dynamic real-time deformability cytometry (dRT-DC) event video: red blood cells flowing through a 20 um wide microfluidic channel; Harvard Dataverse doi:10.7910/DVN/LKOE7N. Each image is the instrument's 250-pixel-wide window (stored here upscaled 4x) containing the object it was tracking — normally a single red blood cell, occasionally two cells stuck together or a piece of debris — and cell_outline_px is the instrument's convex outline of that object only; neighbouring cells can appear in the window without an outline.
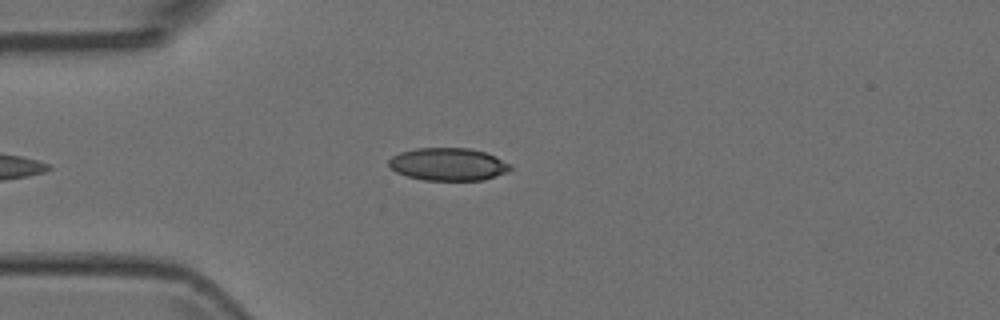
{"species": "Egyptian fruit bat (a non-hibernating species)", "species_latin": "Rousettus aegyptiacus", "temperature_condition": "room temperature", "stored_images_in_passage": 31, "camera_frame_rate_fps": 3000, "um_per_image_px": 0.085, "animal": {"sex": "female"}, "frame": {"image": 1, "passage_image": 4, "time_ms": 1.0, "image_size_px": [1000, 320], "cell_outline_px": [[512, 168], [508, 172], [484, 180], [424, 180], [408, 176], [396, 172], [388, 164], [388, 160], [392, 156], [400, 152], [416, 148], [468, 148], [484, 152], [496, 156], [512, 164]], "centroid_in_image_um": [38.12, 13.96], "position_along_channel_um": 46.9, "area_um2": 23.24}}
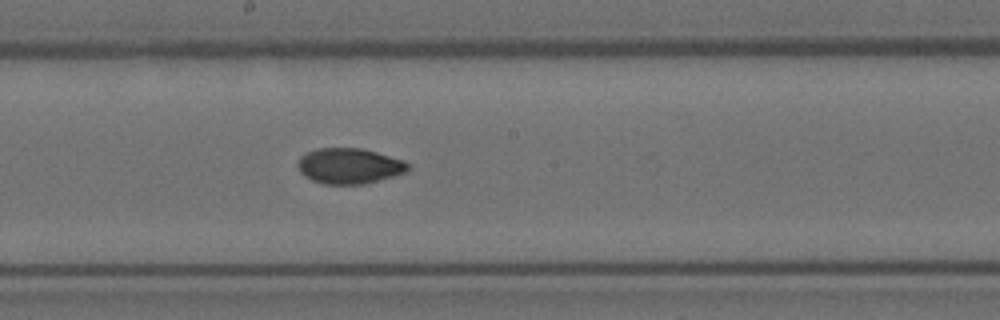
{"frame": {"image": 2, "passage_image": 18, "time_ms": 5.667, "image_size_px": [1000, 320], "cell_outline_px": [[408, 168], [404, 172], [392, 176], [364, 184], [324, 184], [312, 180], [304, 176], [300, 172], [296, 164], [300, 156], [316, 148], [360, 148], [376, 152], [404, 160], [408, 164]], "centroid_in_image_um": [29.63, 14.1], "position_along_channel_um": 218.6, "area_um2": 22.72}}
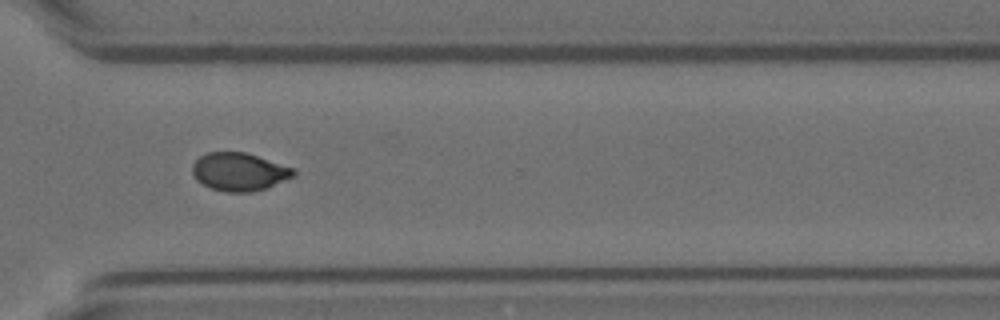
{"frame": {"image": 3, "passage_image": 28, "time_ms": 9.0, "image_size_px": [1000, 320], "cell_outline_px": [[296, 172], [292, 176], [264, 188], [252, 192], [228, 192], [212, 188], [196, 180], [192, 172], [192, 164], [200, 156], [208, 152], [244, 152], [296, 168]], "centroid_in_image_um": [20.31, 14.59], "position_along_channel_um": 350.3, "area_um2": 22.14}}